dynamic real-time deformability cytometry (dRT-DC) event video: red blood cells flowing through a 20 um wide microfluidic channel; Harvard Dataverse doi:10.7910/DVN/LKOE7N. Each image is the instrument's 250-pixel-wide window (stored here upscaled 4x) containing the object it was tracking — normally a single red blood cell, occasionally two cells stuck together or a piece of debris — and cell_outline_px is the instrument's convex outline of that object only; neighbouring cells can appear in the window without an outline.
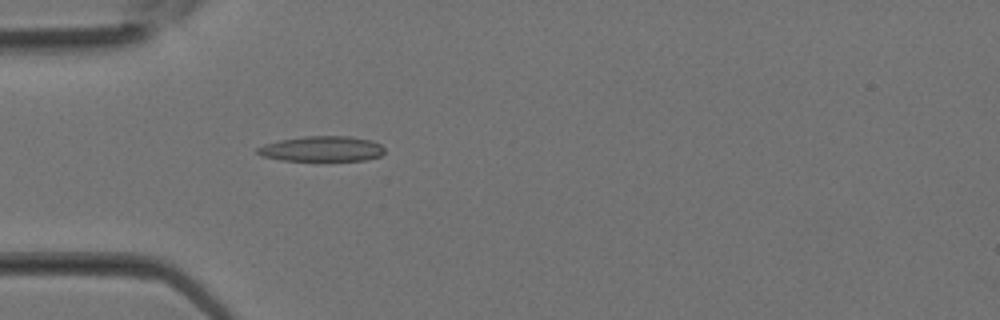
{"species": "Egyptian fruit bat (a non-hibernating species)", "species_latin": "Rousettus aegyptiacus", "temperature_condition": "room temperature", "stored_images_in_passage": 14, "camera_frame_rate_fps": 3000, "um_per_image_px": 0.085, "animal": {"sex": "female"}, "frame": {"image": 1, "passage_image": 10, "time_ms": 3.0, "image_size_px": [1000, 320], "cell_outline_px": [[384, 152], [380, 156], [364, 160], [280, 160], [260, 156], [256, 152], [256, 148], [264, 144], [280, 140], [304, 136], [348, 136], [372, 140], [380, 144], [384, 148]], "centroid_in_image_um": [27.34, 12.64], "position_along_channel_um": 57.7, "area_um2": 18.73}}
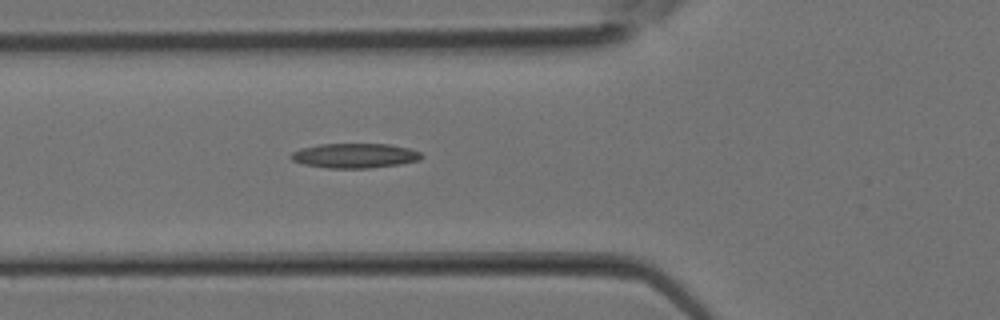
{"frame": {"image": 2, "passage_image": 12, "time_ms": 3.667, "image_size_px": [1000, 320], "cell_outline_px": [[424, 156], [420, 160], [400, 164], [368, 168], [328, 168], [304, 164], [292, 160], [288, 156], [292, 152], [300, 148], [320, 144], [388, 144], [408, 148], [420, 152]], "centroid_in_image_um": [30.14, 13.23], "position_along_channel_um": 95.7, "area_um2": 18.79}}
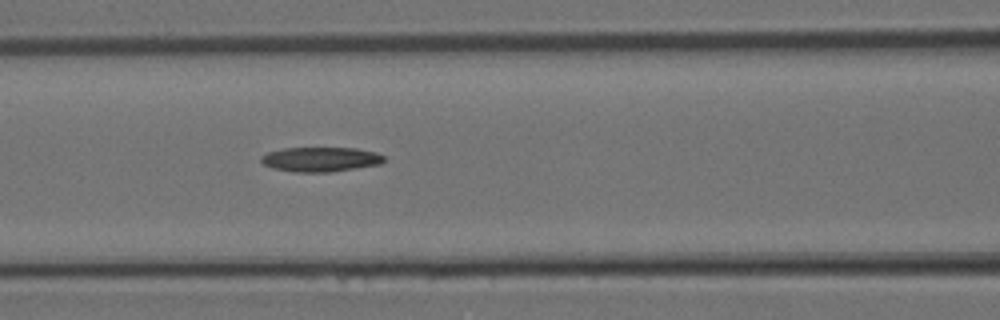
{"frame": {"image": 3, "passage_image": 14, "time_ms": 4.333, "image_size_px": [1000, 320], "cell_outline_px": [[384, 160], [380, 164], [328, 172], [292, 172], [272, 168], [264, 164], [260, 160], [260, 156], [268, 152], [284, 148], [356, 148], [376, 152], [384, 156]], "centroid_in_image_um": [27.21, 13.54], "position_along_channel_um": 139.4, "area_um2": 17.57}}